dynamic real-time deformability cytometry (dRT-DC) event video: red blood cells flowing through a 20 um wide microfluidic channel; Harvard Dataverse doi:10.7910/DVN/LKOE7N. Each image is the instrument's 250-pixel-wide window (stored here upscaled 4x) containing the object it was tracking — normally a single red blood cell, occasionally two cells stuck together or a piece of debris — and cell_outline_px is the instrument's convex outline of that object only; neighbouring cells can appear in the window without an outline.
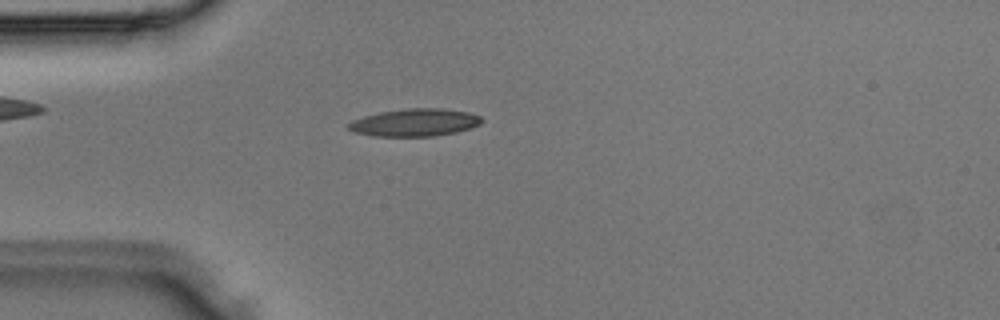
{"species": "Egyptian fruit bat (a non-hibernating species)", "species_latin": "Rousettus aegyptiacus", "temperature_condition": "room temperature", "stored_images_in_passage": 2, "camera_frame_rate_fps": 3000, "um_per_image_px": 0.085, "animal": {"sex": "male"}, "frame": {"image": 1, "passage_image": 2, "time_ms": 0.333, "image_size_px": [1000, 320], "cell_outline_px": [[484, 120], [480, 124], [472, 128], [456, 132], [432, 136], [376, 136], [356, 132], [348, 128], [348, 124], [352, 120], [364, 116], [380, 112], [404, 108], [440, 108], [468, 112], [480, 116]], "centroid_in_image_um": [35.29, 10.4], "position_along_channel_um": 49.7, "area_um2": 21.33}}